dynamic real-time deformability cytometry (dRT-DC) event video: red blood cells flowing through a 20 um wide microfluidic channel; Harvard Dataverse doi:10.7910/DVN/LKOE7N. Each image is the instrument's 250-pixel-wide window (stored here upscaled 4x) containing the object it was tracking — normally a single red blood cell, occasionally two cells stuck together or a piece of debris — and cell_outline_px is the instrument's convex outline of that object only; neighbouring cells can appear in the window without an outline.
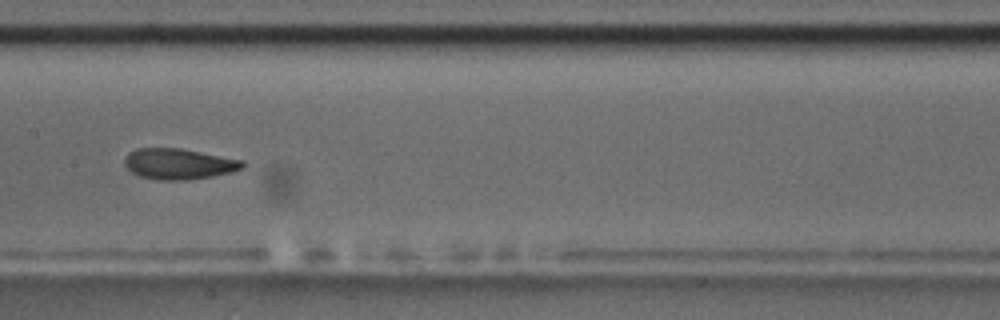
{"species": "common noctule bat (a hibernating species)", "species_latin": "Nyctalus noctula", "temperature_condition": "room temperature", "stored_images_in_passage": 9, "camera_frame_rate_fps": 3000, "um_per_image_px": 0.085, "animal": {"sex": "male", "body_mass_g": 17.5, "forearm_length_mm": 52.3}, "frame": {"image": 1, "passage_image": 8, "time_ms": 9.667, "image_size_px": [1000, 320], "cell_outline_px": [[244, 168], [232, 172], [212, 176], [188, 180], [160, 180], [140, 176], [132, 172], [124, 164], [124, 156], [128, 152], [136, 148], [180, 148], [244, 160]], "centroid_in_image_um": [15.19, 13.92], "position_along_channel_um": 192.2, "area_um2": 21.27}}